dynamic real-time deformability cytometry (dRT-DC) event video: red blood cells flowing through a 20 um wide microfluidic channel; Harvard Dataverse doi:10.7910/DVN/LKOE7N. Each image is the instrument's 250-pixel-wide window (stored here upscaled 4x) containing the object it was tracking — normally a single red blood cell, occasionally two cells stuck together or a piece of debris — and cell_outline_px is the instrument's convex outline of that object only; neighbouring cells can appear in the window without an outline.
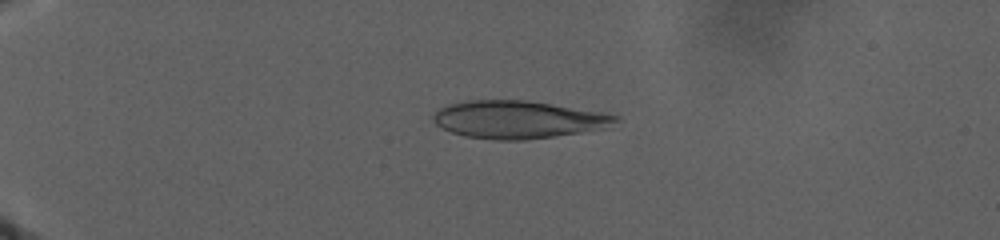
{"species": "human", "species_latin": "Homo sapiens", "temperature_condition": "warm", "stored_images_in_passage": 76, "camera_frame_rate_fps": 3000, "um_per_image_px": 0.085, "donor": {"sex": "male"}, "frame": {"image": 1, "passage_image": 19, "time_ms": 8.667, "image_size_px": [1000, 240], "cell_outline_px": [[620, 120], [604, 128], [580, 132], [524, 140], [496, 140], [464, 136], [452, 132], [436, 124], [432, 120], [432, 116], [440, 108], [448, 104], [468, 100], [524, 100], [608, 112], [620, 116]], "centroid_in_image_um": [44.07, 10.15], "position_along_channel_um": 40.9, "area_um2": 40.06}}
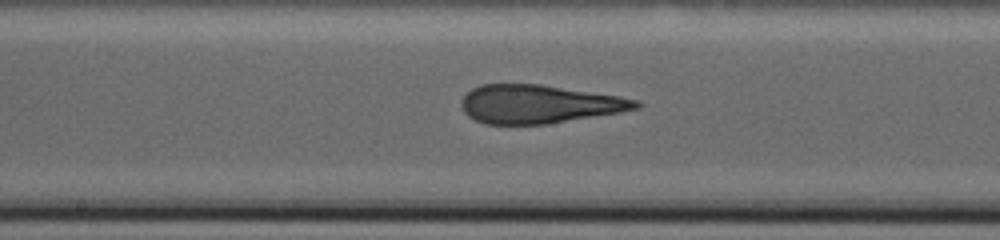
{"frame": {"image": 2, "passage_image": 53, "time_ms": 20.0, "image_size_px": [1000, 240], "cell_outline_px": [[644, 104], [640, 108], [620, 112], [548, 124], [484, 124], [468, 116], [464, 112], [460, 104], [460, 100], [472, 88], [480, 84], [540, 84], [620, 96], [640, 100]], "centroid_in_image_um": [45.83, 8.85], "position_along_channel_um": 202.4, "area_um2": 39.3}}
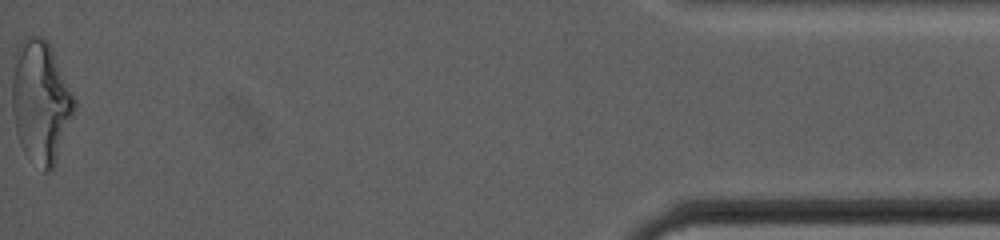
{"frame": {"image": 3, "passage_image": 76, "time_ms": 34.667, "image_size_px": [1000, 240], "cell_outline_px": [[76, 108], [52, 172], [44, 172], [28, 160], [20, 144], [16, 132], [12, 112], [12, 76], [16, 48], [24, 36], [44, 36], [48, 40], [52, 48], [76, 100]], "centroid_in_image_um": [3.45, 8.66], "position_along_channel_um": 431.7, "area_um2": 45.08}, "authors_computed_cell_mechanics": {"area_um2": 40.6334, "velocity_mm_per_s": 2.0664, "shape_relaxation_time_tau1_ms": null, "shape_relaxation_time_tau2_ms": 2.3384, "deformation_change_tau1": null, "deformation_change_tau2": 0.1235}}